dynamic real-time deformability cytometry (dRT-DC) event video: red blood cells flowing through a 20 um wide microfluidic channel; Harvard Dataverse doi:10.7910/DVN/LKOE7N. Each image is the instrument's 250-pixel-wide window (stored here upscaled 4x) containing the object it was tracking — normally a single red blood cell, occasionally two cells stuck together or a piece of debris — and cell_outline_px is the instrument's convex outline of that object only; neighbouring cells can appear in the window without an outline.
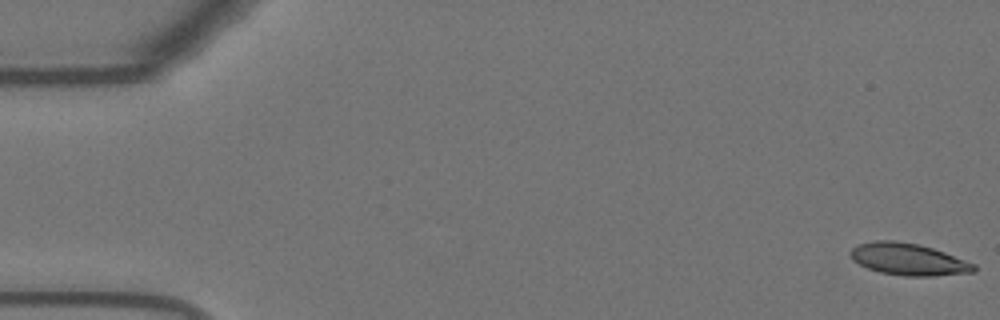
{"species": "Egyptian fruit bat (a non-hibernating species)", "species_latin": "Rousettus aegyptiacus", "temperature_condition": "warm", "stored_images_in_passage": 55, "camera_frame_rate_fps": 3000, "um_per_image_px": 0.085, "animal": {"sex": "female"}, "frame": {"image": 1, "passage_image": 1, "time_ms": 0.0, "image_size_px": [1000, 320], "cell_outline_px": [[976, 272], [932, 276], [904, 276], [880, 272], [868, 268], [852, 260], [848, 252], [856, 244], [876, 240], [896, 240], [916, 244], [932, 248], [944, 252], [976, 264]], "centroid_in_image_um": [77.19, 22.04], "position_along_channel_um": 7.8, "area_um2": 23.06}}
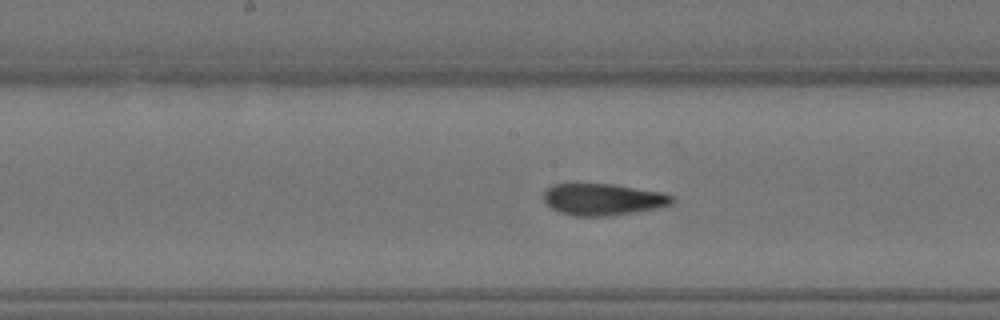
{"frame": {"image": 2, "passage_image": 28, "time_ms": 9.0, "image_size_px": [1000, 320], "cell_outline_px": [[676, 200], [672, 204], [656, 208], [608, 216], [572, 216], [560, 212], [544, 204], [544, 192], [552, 184], [576, 180], [612, 184], [664, 192], [672, 196]], "centroid_in_image_um": [51.18, 16.9], "position_along_channel_um": 197.0, "area_um2": 24.62}}
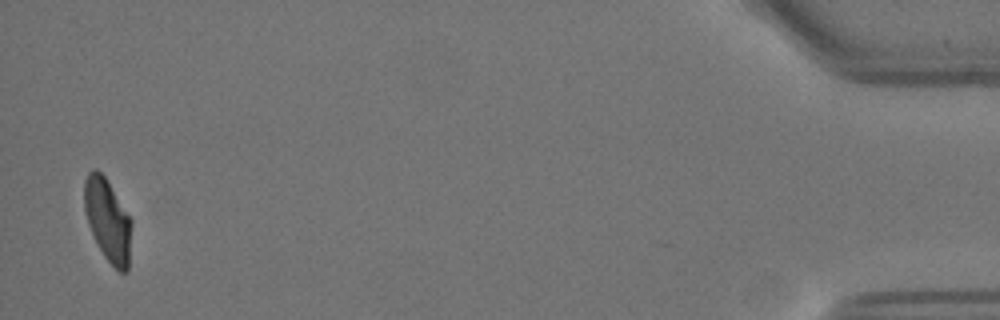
{"frame": {"image": 3, "passage_image": 54, "time_ms": 17.667, "image_size_px": [1000, 320], "cell_outline_px": [[132, 224], [128, 272], [120, 272], [104, 256], [88, 224], [84, 208], [84, 180], [88, 172], [92, 168], [96, 168], [104, 176], [132, 220]], "centroid_in_image_um": [9.16, 18.7], "position_along_channel_um": 426.0, "area_um2": 22.54}, "authors_computed_cell_mechanics": {"area_um2": 23.8714, "velocity_mm_per_s": 3.6756, "shape_relaxation_time_tau1_ms": 5.4602, "shape_relaxation_time_tau2_ms": 2.1315, "deformation_change_tau1": 0.1793, "deformation_change_tau2": 0.0849}}